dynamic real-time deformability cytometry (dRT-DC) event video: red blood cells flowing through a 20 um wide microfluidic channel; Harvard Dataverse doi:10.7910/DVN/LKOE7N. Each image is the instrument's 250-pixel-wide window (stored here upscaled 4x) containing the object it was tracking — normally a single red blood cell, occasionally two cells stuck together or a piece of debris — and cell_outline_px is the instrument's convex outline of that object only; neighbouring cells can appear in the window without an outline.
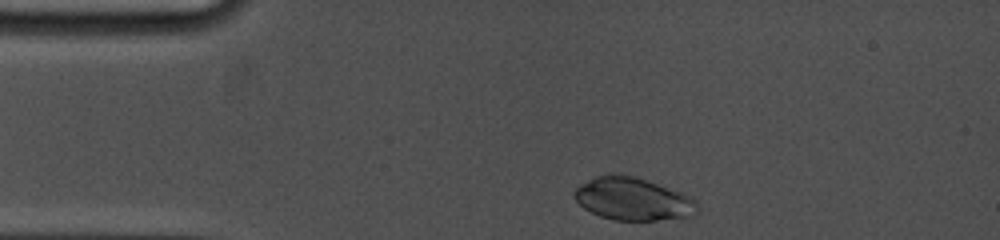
{"species": "common noctule bat (a hibernating species)", "species_latin": "Nyctalus noctula", "temperature_condition": "cold", "stored_images_in_passage": 45, "camera_frame_rate_fps": 5000, "um_per_image_px": 0.085, "animal": {"sex": "female", "body_mass_g": 19.0, "forearm_length_mm": 53.3}, "frame": {"image": 1, "passage_image": 2, "time_ms": 0.2, "image_size_px": [1000, 240], "cell_outline_px": [[700, 208], [692, 216], [656, 220], [612, 220], [600, 216], [584, 208], [572, 196], [572, 192], [580, 184], [596, 176], [632, 176], [692, 196], [696, 200]], "centroid_in_image_um": [53.81, 16.95], "position_along_channel_um": 31.2, "area_um2": 30.11}}
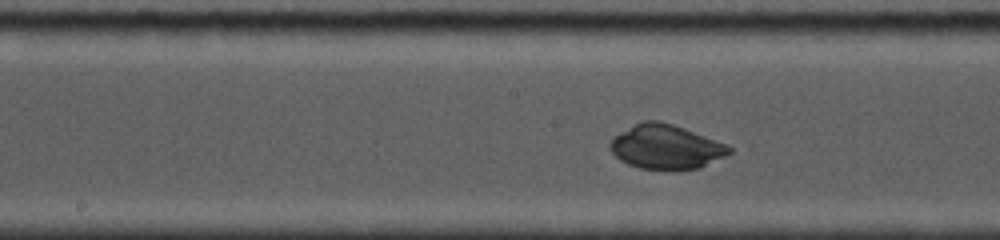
{"frame": {"image": 2, "passage_image": 24, "time_ms": 5.6, "image_size_px": [1000, 240], "cell_outline_px": [[732, 152], [700, 168], [672, 172], [640, 168], [628, 164], [620, 160], [608, 148], [608, 144], [612, 136], [644, 120], [656, 120], [672, 124], [684, 128], [724, 144], [732, 148]], "centroid_in_image_um": [56.55, 12.52], "position_along_channel_um": 191.6, "area_um2": 30.98}}
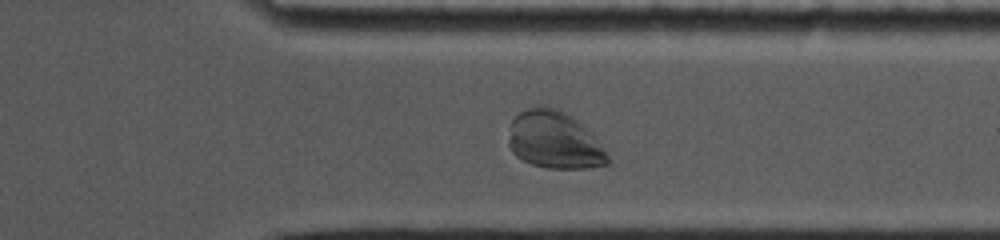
{"frame": {"image": 3, "passage_image": 41, "time_ms": 10.2, "image_size_px": [1000, 240], "cell_outline_px": [[608, 164], [588, 168], [548, 168], [532, 164], [516, 156], [512, 152], [508, 144], [508, 140], [512, 120], [520, 112], [528, 108], [556, 108], [564, 112], [576, 120], [604, 148], [608, 156]], "centroid_in_image_um": [47.1, 11.94], "position_along_channel_um": 364.3, "area_um2": 32.37}}